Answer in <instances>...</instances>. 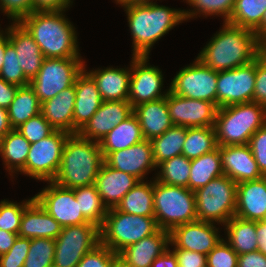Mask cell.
I'll return each instance as SVG.
<instances>
[{"instance_id": "1", "label": "cell", "mask_w": 266, "mask_h": 267, "mask_svg": "<svg viewBox=\"0 0 266 267\" xmlns=\"http://www.w3.org/2000/svg\"><path fill=\"white\" fill-rule=\"evenodd\" d=\"M262 53V42L255 31L223 22L196 57L214 71L245 65Z\"/></svg>"}, {"instance_id": "2", "label": "cell", "mask_w": 266, "mask_h": 267, "mask_svg": "<svg viewBox=\"0 0 266 267\" xmlns=\"http://www.w3.org/2000/svg\"><path fill=\"white\" fill-rule=\"evenodd\" d=\"M123 7L132 38V56H149L152 47L179 23L185 22L184 10L159 5H119Z\"/></svg>"}, {"instance_id": "3", "label": "cell", "mask_w": 266, "mask_h": 267, "mask_svg": "<svg viewBox=\"0 0 266 267\" xmlns=\"http://www.w3.org/2000/svg\"><path fill=\"white\" fill-rule=\"evenodd\" d=\"M66 11H33L19 21L45 58H82L78 33Z\"/></svg>"}, {"instance_id": "4", "label": "cell", "mask_w": 266, "mask_h": 267, "mask_svg": "<svg viewBox=\"0 0 266 267\" xmlns=\"http://www.w3.org/2000/svg\"><path fill=\"white\" fill-rule=\"evenodd\" d=\"M103 163L104 157L99 142L85 139L78 133L70 134L53 182L70 189L95 184Z\"/></svg>"}, {"instance_id": "5", "label": "cell", "mask_w": 266, "mask_h": 267, "mask_svg": "<svg viewBox=\"0 0 266 267\" xmlns=\"http://www.w3.org/2000/svg\"><path fill=\"white\" fill-rule=\"evenodd\" d=\"M266 124V107L248 102L220 107L215 119L218 146L249 144L251 136Z\"/></svg>"}, {"instance_id": "6", "label": "cell", "mask_w": 266, "mask_h": 267, "mask_svg": "<svg viewBox=\"0 0 266 267\" xmlns=\"http://www.w3.org/2000/svg\"><path fill=\"white\" fill-rule=\"evenodd\" d=\"M154 218L159 229L171 231L174 227L197 221L194 191L158 182L154 178Z\"/></svg>"}, {"instance_id": "7", "label": "cell", "mask_w": 266, "mask_h": 267, "mask_svg": "<svg viewBox=\"0 0 266 267\" xmlns=\"http://www.w3.org/2000/svg\"><path fill=\"white\" fill-rule=\"evenodd\" d=\"M159 229L154 217L127 214L116 207L108 209L100 227V243L114 253L154 234Z\"/></svg>"}, {"instance_id": "8", "label": "cell", "mask_w": 266, "mask_h": 267, "mask_svg": "<svg viewBox=\"0 0 266 267\" xmlns=\"http://www.w3.org/2000/svg\"><path fill=\"white\" fill-rule=\"evenodd\" d=\"M197 220L224 226L235 216L237 183L227 175L194 191Z\"/></svg>"}, {"instance_id": "9", "label": "cell", "mask_w": 266, "mask_h": 267, "mask_svg": "<svg viewBox=\"0 0 266 267\" xmlns=\"http://www.w3.org/2000/svg\"><path fill=\"white\" fill-rule=\"evenodd\" d=\"M82 58H45L37 75L29 82L40 103L74 84L84 69Z\"/></svg>"}, {"instance_id": "10", "label": "cell", "mask_w": 266, "mask_h": 267, "mask_svg": "<svg viewBox=\"0 0 266 267\" xmlns=\"http://www.w3.org/2000/svg\"><path fill=\"white\" fill-rule=\"evenodd\" d=\"M99 244L100 227L94 223L62 227L55 239L53 267H76Z\"/></svg>"}, {"instance_id": "11", "label": "cell", "mask_w": 266, "mask_h": 267, "mask_svg": "<svg viewBox=\"0 0 266 267\" xmlns=\"http://www.w3.org/2000/svg\"><path fill=\"white\" fill-rule=\"evenodd\" d=\"M70 133L55 130L51 135L30 144L25 169L21 172L37 181H53L62 157L65 142Z\"/></svg>"}, {"instance_id": "12", "label": "cell", "mask_w": 266, "mask_h": 267, "mask_svg": "<svg viewBox=\"0 0 266 267\" xmlns=\"http://www.w3.org/2000/svg\"><path fill=\"white\" fill-rule=\"evenodd\" d=\"M179 69L171 79L170 91L190 99L206 100L216 104L217 71L205 66L199 59Z\"/></svg>"}, {"instance_id": "13", "label": "cell", "mask_w": 266, "mask_h": 267, "mask_svg": "<svg viewBox=\"0 0 266 267\" xmlns=\"http://www.w3.org/2000/svg\"><path fill=\"white\" fill-rule=\"evenodd\" d=\"M255 78L256 59L240 67L217 72V107L253 102Z\"/></svg>"}, {"instance_id": "14", "label": "cell", "mask_w": 266, "mask_h": 267, "mask_svg": "<svg viewBox=\"0 0 266 267\" xmlns=\"http://www.w3.org/2000/svg\"><path fill=\"white\" fill-rule=\"evenodd\" d=\"M131 59L128 101L132 107L166 97L170 88L162 92L165 79L162 70L150 65L149 56H132Z\"/></svg>"}, {"instance_id": "15", "label": "cell", "mask_w": 266, "mask_h": 267, "mask_svg": "<svg viewBox=\"0 0 266 267\" xmlns=\"http://www.w3.org/2000/svg\"><path fill=\"white\" fill-rule=\"evenodd\" d=\"M47 184L33 197L62 227L91 223L80 212L73 189L62 187L53 181H48Z\"/></svg>"}, {"instance_id": "16", "label": "cell", "mask_w": 266, "mask_h": 267, "mask_svg": "<svg viewBox=\"0 0 266 267\" xmlns=\"http://www.w3.org/2000/svg\"><path fill=\"white\" fill-rule=\"evenodd\" d=\"M194 221L174 227L170 233V249H185L207 255L222 239L220 225Z\"/></svg>"}, {"instance_id": "17", "label": "cell", "mask_w": 266, "mask_h": 267, "mask_svg": "<svg viewBox=\"0 0 266 267\" xmlns=\"http://www.w3.org/2000/svg\"><path fill=\"white\" fill-rule=\"evenodd\" d=\"M167 105L174 125L182 127H211L215 125L218 110L215 103L181 97L169 91Z\"/></svg>"}, {"instance_id": "18", "label": "cell", "mask_w": 266, "mask_h": 267, "mask_svg": "<svg viewBox=\"0 0 266 267\" xmlns=\"http://www.w3.org/2000/svg\"><path fill=\"white\" fill-rule=\"evenodd\" d=\"M104 162L116 170L135 176L140 181L147 180L146 176L157 170L152 143L146 139L124 150L110 152Z\"/></svg>"}, {"instance_id": "19", "label": "cell", "mask_w": 266, "mask_h": 267, "mask_svg": "<svg viewBox=\"0 0 266 267\" xmlns=\"http://www.w3.org/2000/svg\"><path fill=\"white\" fill-rule=\"evenodd\" d=\"M132 114L133 107L128 100L103 101L78 134L85 139L100 142L116 125Z\"/></svg>"}, {"instance_id": "20", "label": "cell", "mask_w": 266, "mask_h": 267, "mask_svg": "<svg viewBox=\"0 0 266 267\" xmlns=\"http://www.w3.org/2000/svg\"><path fill=\"white\" fill-rule=\"evenodd\" d=\"M224 175L237 184L263 177L249 144L219 146Z\"/></svg>"}, {"instance_id": "21", "label": "cell", "mask_w": 266, "mask_h": 267, "mask_svg": "<svg viewBox=\"0 0 266 267\" xmlns=\"http://www.w3.org/2000/svg\"><path fill=\"white\" fill-rule=\"evenodd\" d=\"M8 34L9 42L14 46L19 65L25 77L31 81L40 70L45 59L29 32L19 23L11 22L4 29Z\"/></svg>"}, {"instance_id": "22", "label": "cell", "mask_w": 266, "mask_h": 267, "mask_svg": "<svg viewBox=\"0 0 266 267\" xmlns=\"http://www.w3.org/2000/svg\"><path fill=\"white\" fill-rule=\"evenodd\" d=\"M139 182L135 176L116 170L104 162L97 174L95 186L103 204L111 209L117 207L122 198Z\"/></svg>"}, {"instance_id": "23", "label": "cell", "mask_w": 266, "mask_h": 267, "mask_svg": "<svg viewBox=\"0 0 266 267\" xmlns=\"http://www.w3.org/2000/svg\"><path fill=\"white\" fill-rule=\"evenodd\" d=\"M235 216L251 221L266 220V176L237 184Z\"/></svg>"}, {"instance_id": "24", "label": "cell", "mask_w": 266, "mask_h": 267, "mask_svg": "<svg viewBox=\"0 0 266 267\" xmlns=\"http://www.w3.org/2000/svg\"><path fill=\"white\" fill-rule=\"evenodd\" d=\"M84 62V70L93 78L97 84L100 96L103 101H121L128 100L129 85L131 77V63L129 67L117 68L104 67L92 70L86 69Z\"/></svg>"}, {"instance_id": "25", "label": "cell", "mask_w": 266, "mask_h": 267, "mask_svg": "<svg viewBox=\"0 0 266 267\" xmlns=\"http://www.w3.org/2000/svg\"><path fill=\"white\" fill-rule=\"evenodd\" d=\"M74 134L78 133L99 109L103 100L96 82L83 69L75 79Z\"/></svg>"}, {"instance_id": "26", "label": "cell", "mask_w": 266, "mask_h": 267, "mask_svg": "<svg viewBox=\"0 0 266 267\" xmlns=\"http://www.w3.org/2000/svg\"><path fill=\"white\" fill-rule=\"evenodd\" d=\"M170 246V233L167 230L158 229L137 243L129 245L119 254L132 267H151L153 261L162 255Z\"/></svg>"}, {"instance_id": "27", "label": "cell", "mask_w": 266, "mask_h": 267, "mask_svg": "<svg viewBox=\"0 0 266 267\" xmlns=\"http://www.w3.org/2000/svg\"><path fill=\"white\" fill-rule=\"evenodd\" d=\"M75 83L41 103V114L55 130L74 134Z\"/></svg>"}, {"instance_id": "28", "label": "cell", "mask_w": 266, "mask_h": 267, "mask_svg": "<svg viewBox=\"0 0 266 267\" xmlns=\"http://www.w3.org/2000/svg\"><path fill=\"white\" fill-rule=\"evenodd\" d=\"M133 113L139 120L142 135L146 140L151 141L174 125L169 115L167 96L141 103L133 108Z\"/></svg>"}, {"instance_id": "29", "label": "cell", "mask_w": 266, "mask_h": 267, "mask_svg": "<svg viewBox=\"0 0 266 267\" xmlns=\"http://www.w3.org/2000/svg\"><path fill=\"white\" fill-rule=\"evenodd\" d=\"M61 231L62 226L34 199L24 209L18 236L55 240Z\"/></svg>"}, {"instance_id": "30", "label": "cell", "mask_w": 266, "mask_h": 267, "mask_svg": "<svg viewBox=\"0 0 266 267\" xmlns=\"http://www.w3.org/2000/svg\"><path fill=\"white\" fill-rule=\"evenodd\" d=\"M30 144L17 129H12L0 139V156L11 179L25 169Z\"/></svg>"}, {"instance_id": "31", "label": "cell", "mask_w": 266, "mask_h": 267, "mask_svg": "<svg viewBox=\"0 0 266 267\" xmlns=\"http://www.w3.org/2000/svg\"><path fill=\"white\" fill-rule=\"evenodd\" d=\"M144 140L137 116L133 113L116 125L99 143L103 157L110 152L124 150Z\"/></svg>"}, {"instance_id": "32", "label": "cell", "mask_w": 266, "mask_h": 267, "mask_svg": "<svg viewBox=\"0 0 266 267\" xmlns=\"http://www.w3.org/2000/svg\"><path fill=\"white\" fill-rule=\"evenodd\" d=\"M223 227L224 240L238 255L259 250L256 221L234 216Z\"/></svg>"}, {"instance_id": "33", "label": "cell", "mask_w": 266, "mask_h": 267, "mask_svg": "<svg viewBox=\"0 0 266 267\" xmlns=\"http://www.w3.org/2000/svg\"><path fill=\"white\" fill-rule=\"evenodd\" d=\"M154 177L148 182L137 183L117 205V209L127 214L154 217Z\"/></svg>"}, {"instance_id": "34", "label": "cell", "mask_w": 266, "mask_h": 267, "mask_svg": "<svg viewBox=\"0 0 266 267\" xmlns=\"http://www.w3.org/2000/svg\"><path fill=\"white\" fill-rule=\"evenodd\" d=\"M12 129L41 113V103L30 85L20 86L7 109Z\"/></svg>"}, {"instance_id": "35", "label": "cell", "mask_w": 266, "mask_h": 267, "mask_svg": "<svg viewBox=\"0 0 266 267\" xmlns=\"http://www.w3.org/2000/svg\"><path fill=\"white\" fill-rule=\"evenodd\" d=\"M266 10V0H235L228 23L256 32L262 42V19Z\"/></svg>"}, {"instance_id": "36", "label": "cell", "mask_w": 266, "mask_h": 267, "mask_svg": "<svg viewBox=\"0 0 266 267\" xmlns=\"http://www.w3.org/2000/svg\"><path fill=\"white\" fill-rule=\"evenodd\" d=\"M222 175H224V172L218 146L216 150L191 160L188 189L195 191Z\"/></svg>"}, {"instance_id": "37", "label": "cell", "mask_w": 266, "mask_h": 267, "mask_svg": "<svg viewBox=\"0 0 266 267\" xmlns=\"http://www.w3.org/2000/svg\"><path fill=\"white\" fill-rule=\"evenodd\" d=\"M218 148L215 127H186L182 155L192 160Z\"/></svg>"}, {"instance_id": "38", "label": "cell", "mask_w": 266, "mask_h": 267, "mask_svg": "<svg viewBox=\"0 0 266 267\" xmlns=\"http://www.w3.org/2000/svg\"><path fill=\"white\" fill-rule=\"evenodd\" d=\"M186 127L173 125L162 135L151 140L156 166L165 160L182 154Z\"/></svg>"}, {"instance_id": "39", "label": "cell", "mask_w": 266, "mask_h": 267, "mask_svg": "<svg viewBox=\"0 0 266 267\" xmlns=\"http://www.w3.org/2000/svg\"><path fill=\"white\" fill-rule=\"evenodd\" d=\"M80 212L91 223L101 227L108 209L103 204L95 184L73 189Z\"/></svg>"}, {"instance_id": "40", "label": "cell", "mask_w": 266, "mask_h": 267, "mask_svg": "<svg viewBox=\"0 0 266 267\" xmlns=\"http://www.w3.org/2000/svg\"><path fill=\"white\" fill-rule=\"evenodd\" d=\"M190 171L191 160L181 154L160 163L154 178L163 184L188 188Z\"/></svg>"}, {"instance_id": "41", "label": "cell", "mask_w": 266, "mask_h": 267, "mask_svg": "<svg viewBox=\"0 0 266 267\" xmlns=\"http://www.w3.org/2000/svg\"><path fill=\"white\" fill-rule=\"evenodd\" d=\"M191 9L184 10V19L187 22L191 18L217 16L228 22L234 8L235 0H184Z\"/></svg>"}, {"instance_id": "42", "label": "cell", "mask_w": 266, "mask_h": 267, "mask_svg": "<svg viewBox=\"0 0 266 267\" xmlns=\"http://www.w3.org/2000/svg\"><path fill=\"white\" fill-rule=\"evenodd\" d=\"M54 254V239L32 238L23 267H53Z\"/></svg>"}, {"instance_id": "43", "label": "cell", "mask_w": 266, "mask_h": 267, "mask_svg": "<svg viewBox=\"0 0 266 267\" xmlns=\"http://www.w3.org/2000/svg\"><path fill=\"white\" fill-rule=\"evenodd\" d=\"M34 200V197L22 202L1 199L0 201V229L18 234L24 209Z\"/></svg>"}, {"instance_id": "44", "label": "cell", "mask_w": 266, "mask_h": 267, "mask_svg": "<svg viewBox=\"0 0 266 267\" xmlns=\"http://www.w3.org/2000/svg\"><path fill=\"white\" fill-rule=\"evenodd\" d=\"M0 77L3 78L6 82L17 85L19 87L29 85L30 82L25 77L24 72L19 65L17 53L15 52V48L11 43L6 46L4 61L2 69L0 71Z\"/></svg>"}, {"instance_id": "45", "label": "cell", "mask_w": 266, "mask_h": 267, "mask_svg": "<svg viewBox=\"0 0 266 267\" xmlns=\"http://www.w3.org/2000/svg\"><path fill=\"white\" fill-rule=\"evenodd\" d=\"M17 130L31 143L46 138L51 135L55 129L40 113L35 117L30 118L17 128Z\"/></svg>"}, {"instance_id": "46", "label": "cell", "mask_w": 266, "mask_h": 267, "mask_svg": "<svg viewBox=\"0 0 266 267\" xmlns=\"http://www.w3.org/2000/svg\"><path fill=\"white\" fill-rule=\"evenodd\" d=\"M238 254L224 240L221 241L207 254V267H237Z\"/></svg>"}, {"instance_id": "47", "label": "cell", "mask_w": 266, "mask_h": 267, "mask_svg": "<svg viewBox=\"0 0 266 267\" xmlns=\"http://www.w3.org/2000/svg\"><path fill=\"white\" fill-rule=\"evenodd\" d=\"M30 247V238L17 236L8 252L0 256V267H23Z\"/></svg>"}, {"instance_id": "48", "label": "cell", "mask_w": 266, "mask_h": 267, "mask_svg": "<svg viewBox=\"0 0 266 267\" xmlns=\"http://www.w3.org/2000/svg\"><path fill=\"white\" fill-rule=\"evenodd\" d=\"M116 255V253L100 243L93 250L86 253L76 267H110L112 259Z\"/></svg>"}, {"instance_id": "49", "label": "cell", "mask_w": 266, "mask_h": 267, "mask_svg": "<svg viewBox=\"0 0 266 267\" xmlns=\"http://www.w3.org/2000/svg\"><path fill=\"white\" fill-rule=\"evenodd\" d=\"M0 11L11 22H19L33 12L32 0H0Z\"/></svg>"}, {"instance_id": "50", "label": "cell", "mask_w": 266, "mask_h": 267, "mask_svg": "<svg viewBox=\"0 0 266 267\" xmlns=\"http://www.w3.org/2000/svg\"><path fill=\"white\" fill-rule=\"evenodd\" d=\"M249 146L261 174L266 176V124L254 132Z\"/></svg>"}, {"instance_id": "51", "label": "cell", "mask_w": 266, "mask_h": 267, "mask_svg": "<svg viewBox=\"0 0 266 267\" xmlns=\"http://www.w3.org/2000/svg\"><path fill=\"white\" fill-rule=\"evenodd\" d=\"M253 102L266 107V53L256 58V78Z\"/></svg>"}, {"instance_id": "52", "label": "cell", "mask_w": 266, "mask_h": 267, "mask_svg": "<svg viewBox=\"0 0 266 267\" xmlns=\"http://www.w3.org/2000/svg\"><path fill=\"white\" fill-rule=\"evenodd\" d=\"M182 267H207V255L185 249H172Z\"/></svg>"}, {"instance_id": "53", "label": "cell", "mask_w": 266, "mask_h": 267, "mask_svg": "<svg viewBox=\"0 0 266 267\" xmlns=\"http://www.w3.org/2000/svg\"><path fill=\"white\" fill-rule=\"evenodd\" d=\"M33 11H64L72 7L73 0H32Z\"/></svg>"}, {"instance_id": "54", "label": "cell", "mask_w": 266, "mask_h": 267, "mask_svg": "<svg viewBox=\"0 0 266 267\" xmlns=\"http://www.w3.org/2000/svg\"><path fill=\"white\" fill-rule=\"evenodd\" d=\"M237 267H266V255L259 250L238 255Z\"/></svg>"}, {"instance_id": "55", "label": "cell", "mask_w": 266, "mask_h": 267, "mask_svg": "<svg viewBox=\"0 0 266 267\" xmlns=\"http://www.w3.org/2000/svg\"><path fill=\"white\" fill-rule=\"evenodd\" d=\"M19 86L6 82L0 77V107L8 109L10 103L14 100Z\"/></svg>"}, {"instance_id": "56", "label": "cell", "mask_w": 266, "mask_h": 267, "mask_svg": "<svg viewBox=\"0 0 266 267\" xmlns=\"http://www.w3.org/2000/svg\"><path fill=\"white\" fill-rule=\"evenodd\" d=\"M178 261L175 253L170 247L152 263L151 267H177Z\"/></svg>"}, {"instance_id": "57", "label": "cell", "mask_w": 266, "mask_h": 267, "mask_svg": "<svg viewBox=\"0 0 266 267\" xmlns=\"http://www.w3.org/2000/svg\"><path fill=\"white\" fill-rule=\"evenodd\" d=\"M17 236L18 234L0 229V256L10 250Z\"/></svg>"}, {"instance_id": "58", "label": "cell", "mask_w": 266, "mask_h": 267, "mask_svg": "<svg viewBox=\"0 0 266 267\" xmlns=\"http://www.w3.org/2000/svg\"><path fill=\"white\" fill-rule=\"evenodd\" d=\"M259 251L266 255V220L256 221Z\"/></svg>"}, {"instance_id": "59", "label": "cell", "mask_w": 266, "mask_h": 267, "mask_svg": "<svg viewBox=\"0 0 266 267\" xmlns=\"http://www.w3.org/2000/svg\"><path fill=\"white\" fill-rule=\"evenodd\" d=\"M11 130L7 109L0 107V139Z\"/></svg>"}, {"instance_id": "60", "label": "cell", "mask_w": 266, "mask_h": 267, "mask_svg": "<svg viewBox=\"0 0 266 267\" xmlns=\"http://www.w3.org/2000/svg\"><path fill=\"white\" fill-rule=\"evenodd\" d=\"M0 25V71L2 69L3 61H4V54L6 51V46L10 43L8 34L1 29Z\"/></svg>"}, {"instance_id": "61", "label": "cell", "mask_w": 266, "mask_h": 267, "mask_svg": "<svg viewBox=\"0 0 266 267\" xmlns=\"http://www.w3.org/2000/svg\"><path fill=\"white\" fill-rule=\"evenodd\" d=\"M110 267H132L120 254H117L111 262Z\"/></svg>"}, {"instance_id": "62", "label": "cell", "mask_w": 266, "mask_h": 267, "mask_svg": "<svg viewBox=\"0 0 266 267\" xmlns=\"http://www.w3.org/2000/svg\"><path fill=\"white\" fill-rule=\"evenodd\" d=\"M153 1L154 0H114V2L118 5L145 4L152 3Z\"/></svg>"}, {"instance_id": "63", "label": "cell", "mask_w": 266, "mask_h": 267, "mask_svg": "<svg viewBox=\"0 0 266 267\" xmlns=\"http://www.w3.org/2000/svg\"><path fill=\"white\" fill-rule=\"evenodd\" d=\"M266 39V10L262 19V42Z\"/></svg>"}, {"instance_id": "64", "label": "cell", "mask_w": 266, "mask_h": 267, "mask_svg": "<svg viewBox=\"0 0 266 267\" xmlns=\"http://www.w3.org/2000/svg\"><path fill=\"white\" fill-rule=\"evenodd\" d=\"M262 52L266 53V39L262 42Z\"/></svg>"}]
</instances>
